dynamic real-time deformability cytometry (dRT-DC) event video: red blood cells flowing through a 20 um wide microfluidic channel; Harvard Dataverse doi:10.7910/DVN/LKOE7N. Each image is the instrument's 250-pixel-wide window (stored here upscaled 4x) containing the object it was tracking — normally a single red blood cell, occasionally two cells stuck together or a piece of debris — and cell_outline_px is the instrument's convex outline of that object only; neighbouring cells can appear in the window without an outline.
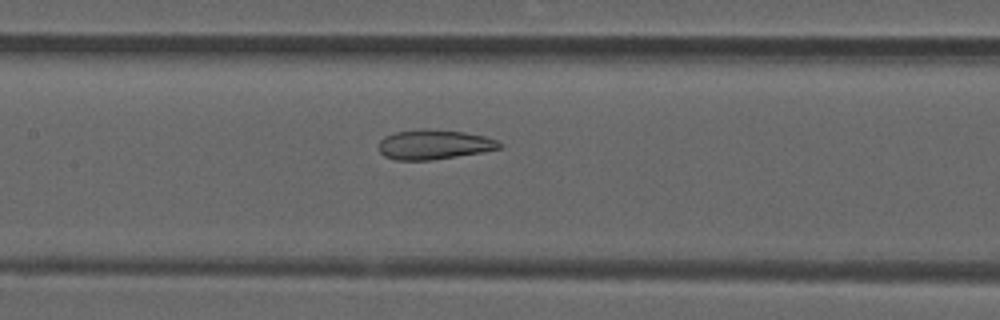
{"species": "common noctule bat (a hibernating species)", "species_latin": "Nyctalus noctula", "temperature_condition": "room temperature", "stored_images_in_passage": 53, "camera_frame_rate_fps": 3000, "um_per_image_px": 0.085, "animal": {"sex": "male", "forearm_length_mm": 52.5}, "frame": {"image": 1, "passage_image": 25, "time_ms": 8.0, "image_size_px": [1000, 320], "cell_outline_px": [[504, 144], [500, 148], [480, 152], [432, 160], [396, 160], [384, 156], [380, 152], [380, 140], [384, 136], [392, 132], [420, 128], [424, 128], [464, 132], [484, 136], [496, 140]], "centroid_in_image_um": [36.86, 12.27], "position_along_channel_um": 170.5, "area_um2": 20.92}}
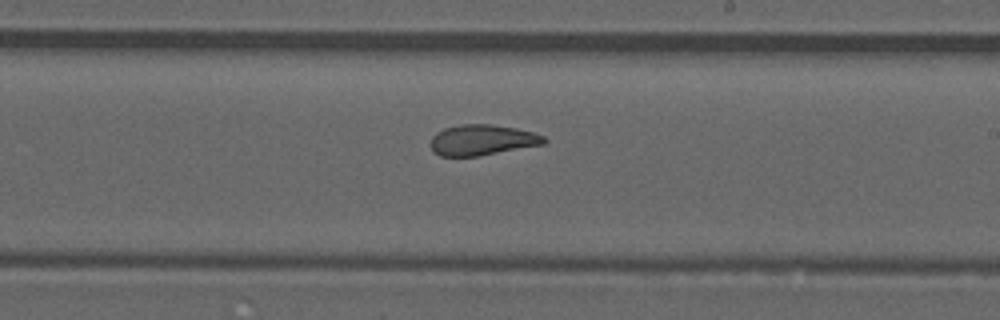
{"frame": {"image": 2, "passage_image": 31, "time_ms": 10.0, "image_size_px": [1000, 320], "cell_outline_px": [[548, 140], [544, 144], [480, 156], [440, 156], [432, 152], [432, 136], [436, 132], [444, 128], [460, 124], [492, 124], [516, 128], [532, 132], [544, 136]], "centroid_in_image_um": [40.99, 11.9], "position_along_channel_um": 248.0, "area_um2": 20.35}}
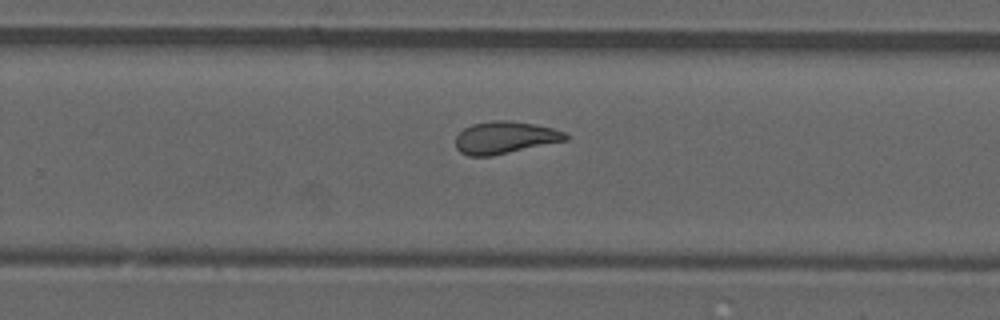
{"frame": {"image": 3, "passage_image": 34, "time_ms": 11.0, "image_size_px": [1000, 320], "cell_outline_px": [[568, 140], [492, 156], [468, 156], [460, 152], [456, 148], [456, 136], [464, 128], [472, 124], [492, 120], [512, 120], [536, 124], [552, 128], [564, 132], [568, 136]], "centroid_in_image_um": [42.91, 11.69], "position_along_channel_um": 286.9, "area_um2": 20.81}, "authors_computed_cell_mechanics": {"area_um2": 21.5594, "velocity_mm_per_s": 3.8953, "shape_relaxation_time_tau1_ms": null, "shape_relaxation_time_tau2_ms": 1.8856, "deformation_change_tau1": null, "deformation_change_tau2": 0.1036}}